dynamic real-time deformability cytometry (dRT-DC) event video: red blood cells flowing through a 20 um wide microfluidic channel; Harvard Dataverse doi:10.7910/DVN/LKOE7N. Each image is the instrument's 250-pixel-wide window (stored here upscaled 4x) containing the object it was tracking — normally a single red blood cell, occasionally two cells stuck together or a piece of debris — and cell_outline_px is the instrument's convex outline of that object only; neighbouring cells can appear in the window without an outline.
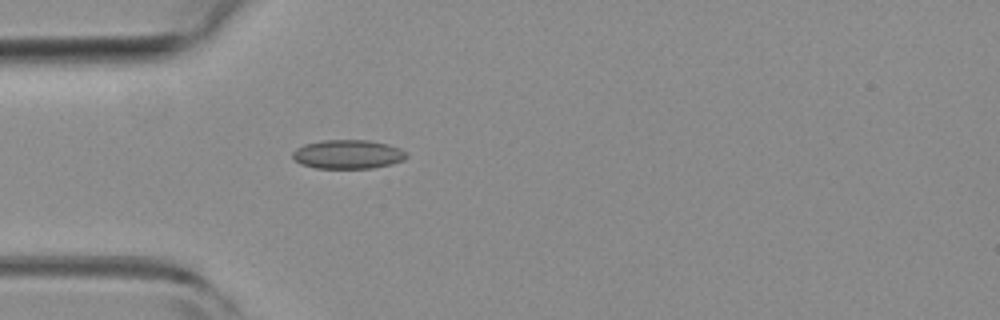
{"species": "common noctule bat (a hibernating species)", "species_latin": "Nyctalus noctula", "temperature_condition": "room temperature", "stored_images_in_passage": 1, "camera_frame_rate_fps": 3000, "um_per_image_px": 0.085, "animal": {"sex": "female", "body_mass_g": 19.3, "forearm_length_mm": 54.1}, "frame": {"image": 1, "passage_image": 1, "time_ms": 0.0, "image_size_px": [1000, 320], "cell_outline_px": [[408, 156], [404, 160], [392, 164], [372, 168], [316, 168], [300, 164], [292, 156], [292, 152], [296, 148], [304, 144], [324, 140], [368, 140], [388, 144], [400, 148]], "centroid_in_image_um": [29.57, 13.11], "position_along_channel_um": 55.4, "area_um2": 19.25}}